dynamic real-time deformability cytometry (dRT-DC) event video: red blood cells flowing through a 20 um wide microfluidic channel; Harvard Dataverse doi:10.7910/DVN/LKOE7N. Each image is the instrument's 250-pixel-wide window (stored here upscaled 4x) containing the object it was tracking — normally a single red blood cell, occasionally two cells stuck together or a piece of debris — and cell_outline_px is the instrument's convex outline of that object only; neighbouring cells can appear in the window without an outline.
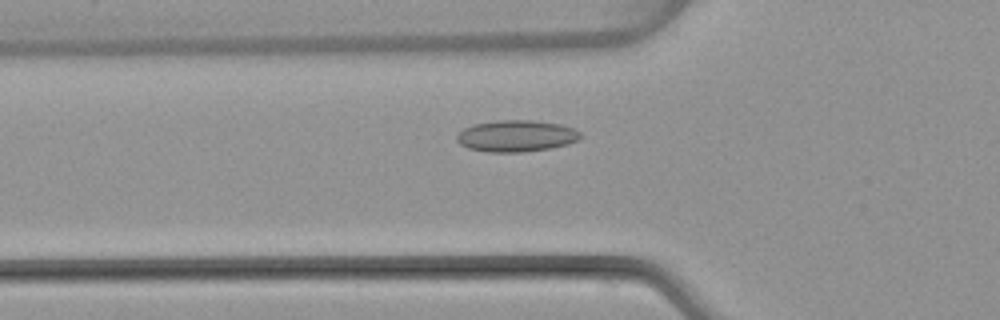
{"species": "common noctule bat (a hibernating species)", "species_latin": "Nyctalus noctula", "temperature_condition": "warm", "stored_images_in_passage": 49, "camera_frame_rate_fps": 3000, "um_per_image_px": 0.085, "animal": {"sex": "female", "body_mass_g": 22.7, "forearm_length_mm": 54.2}, "frame": {"image": 1, "passage_image": 16, "time_ms": 5.0, "image_size_px": [1000, 320], "cell_outline_px": [[584, 136], [568, 144], [548, 148], [520, 152], [488, 152], [468, 148], [460, 144], [456, 140], [456, 136], [464, 128], [476, 124], [496, 120], [532, 120], [560, 124], [572, 128], [580, 132]], "centroid_in_image_um": [43.88, 11.55], "position_along_channel_um": 81.9, "area_um2": 22.6}}
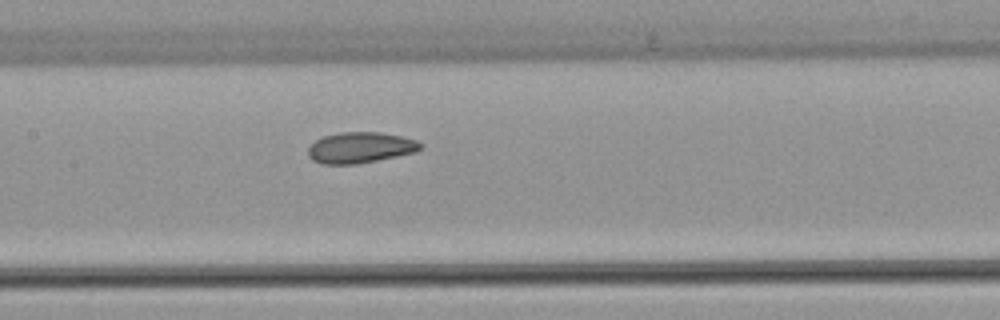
{"frame": {"image": 2, "passage_image": 23, "time_ms": 7.333, "image_size_px": [1000, 320], "cell_outline_px": [[424, 148], [416, 152], [356, 164], [324, 164], [312, 160], [308, 156], [308, 148], [316, 140], [324, 136], [344, 132], [380, 132], [400, 136], [416, 140], [424, 144]], "centroid_in_image_um": [30.65, 12.55], "position_along_channel_um": 176.7, "area_um2": 20.17}}
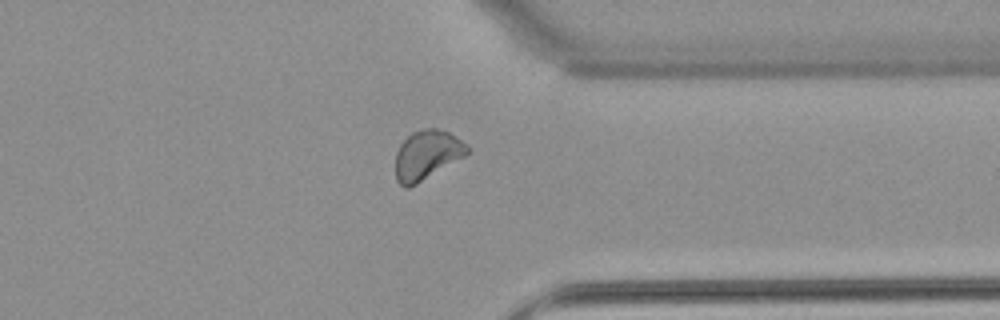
{"frame": {"image": 3, "passage_image": 38, "time_ms": 12.333, "image_size_px": [1000, 320], "cell_outline_px": [[468, 152], [464, 156], [416, 184], [408, 188], [404, 188], [396, 180], [396, 152], [400, 144], [412, 132], [424, 128], [436, 128], [448, 132], [460, 140], [468, 148]], "centroid_in_image_um": [36.24, 13.17], "position_along_channel_um": 375.2, "area_um2": 20.23}, "authors_computed_cell_mechanics": {"area_um2": 20.5768, "velocity_mm_per_s": 4.0452, "shape_relaxation_time_tau1_ms": 7.2886, "shape_relaxation_time_tau2_ms": 1.9456, "deformation_change_tau1": 0.1083, "deformation_change_tau2": 0.0674}}